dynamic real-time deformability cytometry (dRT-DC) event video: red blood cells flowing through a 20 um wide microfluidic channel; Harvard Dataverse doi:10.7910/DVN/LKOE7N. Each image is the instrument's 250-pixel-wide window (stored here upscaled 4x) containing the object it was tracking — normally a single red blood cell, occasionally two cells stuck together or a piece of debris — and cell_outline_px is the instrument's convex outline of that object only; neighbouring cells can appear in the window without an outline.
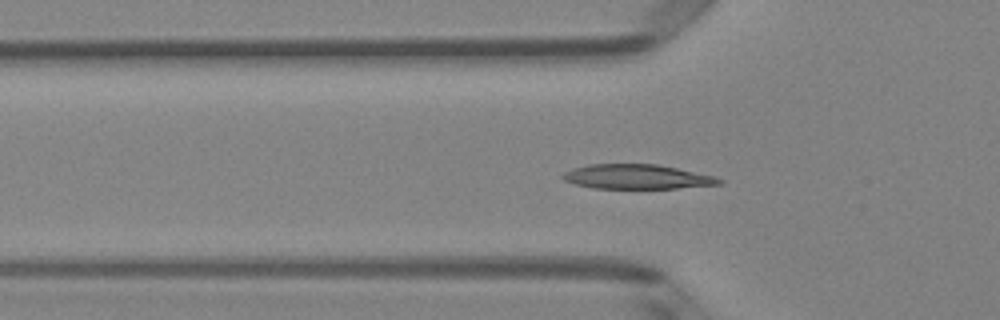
{"species": "Egyptian fruit bat (a non-hibernating species)", "species_latin": "Rousettus aegyptiacus", "temperature_condition": "room temperature", "stored_images_in_passage": 52, "segment_of_instrument_passage": [1, 2], "camera_frame_rate_fps": 3000, "um_per_image_px": 0.085, "animal": {"sex": "female"}, "frame": {"image": 1, "passage_image": 17, "time_ms": 5.333, "image_size_px": [1000, 320], "cell_outline_px": [[724, 180], [720, 184], [676, 188], [592, 188], [576, 184], [564, 180], [560, 176], [564, 172], [572, 168], [588, 164], [656, 164], [676, 168], [712, 176]], "centroid_in_image_um": [54.07, 15.02], "position_along_channel_um": 71.7, "area_um2": 22.14}}
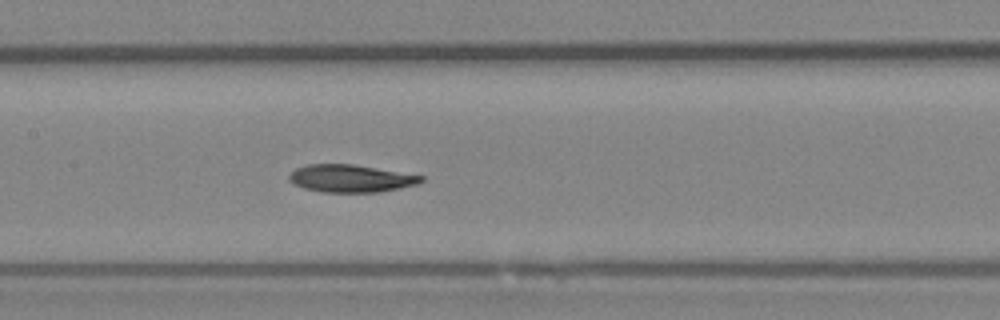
{"frame": {"image": 2, "passage_image": 25, "time_ms": 8.0, "image_size_px": [1000, 320], "cell_outline_px": [[424, 180], [420, 184], [380, 192], [320, 192], [304, 188], [288, 180], [288, 176], [296, 168], [308, 164], [352, 164], [424, 176]], "centroid_in_image_um": [29.83, 15.17], "position_along_channel_um": 177.6, "area_um2": 21.15}}
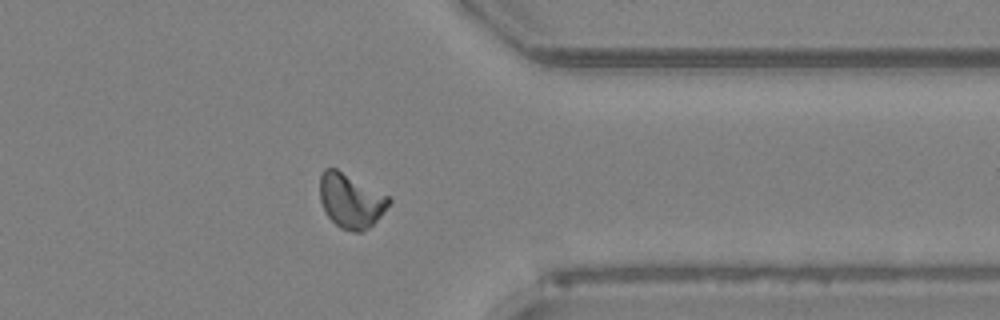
{"frame": {"image": 3, "passage_image": 41, "time_ms": 13.333, "image_size_px": [1000, 320], "cell_outline_px": [[392, 200], [380, 216], [368, 228], [360, 232], [352, 232], [340, 228], [324, 212], [320, 200], [320, 176], [324, 168], [336, 168], [388, 196]], "centroid_in_image_um": [29.79, 17.06], "position_along_channel_um": 381.6, "area_um2": 21.68}}